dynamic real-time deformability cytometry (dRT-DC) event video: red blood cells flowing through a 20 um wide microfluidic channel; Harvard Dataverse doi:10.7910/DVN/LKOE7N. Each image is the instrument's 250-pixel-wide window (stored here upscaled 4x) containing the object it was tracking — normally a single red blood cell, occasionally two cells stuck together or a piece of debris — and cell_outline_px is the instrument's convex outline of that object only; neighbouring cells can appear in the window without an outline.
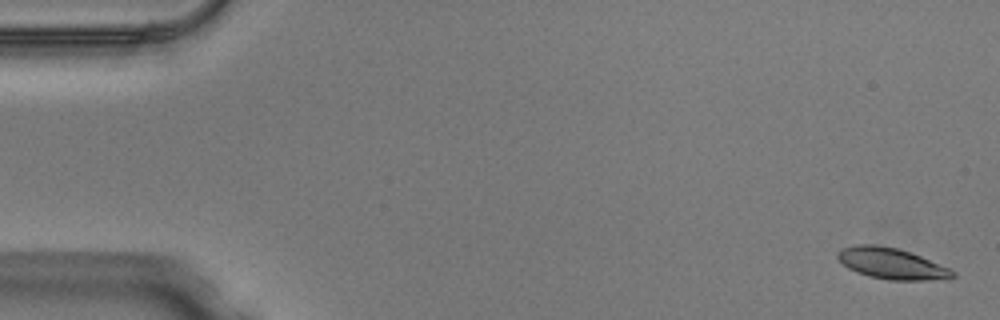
{"species": "Egyptian fruit bat (a non-hibernating species)", "species_latin": "Rousettus aegyptiacus", "temperature_condition": "warm", "stored_images_in_passage": 50, "camera_frame_rate_fps": 3000, "um_per_image_px": 0.085, "animal": {"sex": "male"}, "frame": {"image": 1, "passage_image": 2, "time_ms": 0.333, "image_size_px": [1000, 320], "cell_outline_px": [[956, 276], [952, 280], [888, 280], [868, 276], [856, 272], [848, 268], [836, 256], [836, 252], [840, 248], [856, 244], [876, 244], [896, 248], [920, 256], [952, 268], [956, 272]], "centroid_in_image_um": [75.83, 22.41], "position_along_channel_um": 9.2, "area_um2": 21.21}}
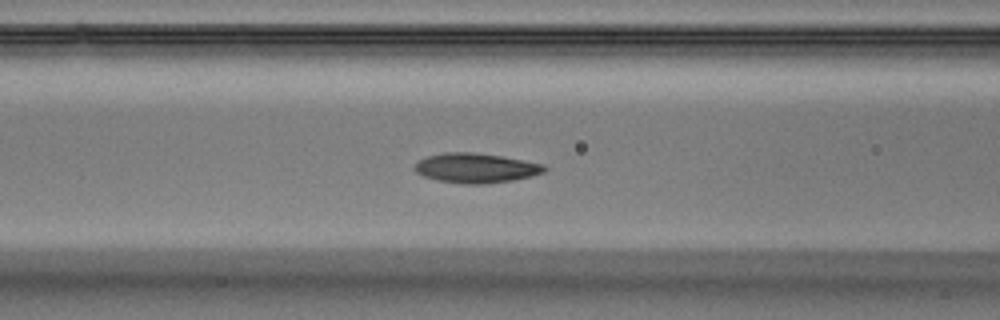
{"frame": {"image": 2, "passage_image": 21, "time_ms": 6.667, "image_size_px": [1000, 320], "cell_outline_px": [[548, 168], [544, 172], [532, 176], [512, 180], [484, 184], [464, 184], [436, 180], [424, 176], [416, 172], [412, 168], [420, 160], [428, 156], [444, 152], [472, 152], [500, 156], [544, 164]], "centroid_in_image_um": [40.44, 14.28], "position_along_channel_um": 126.2, "area_um2": 22.37}}
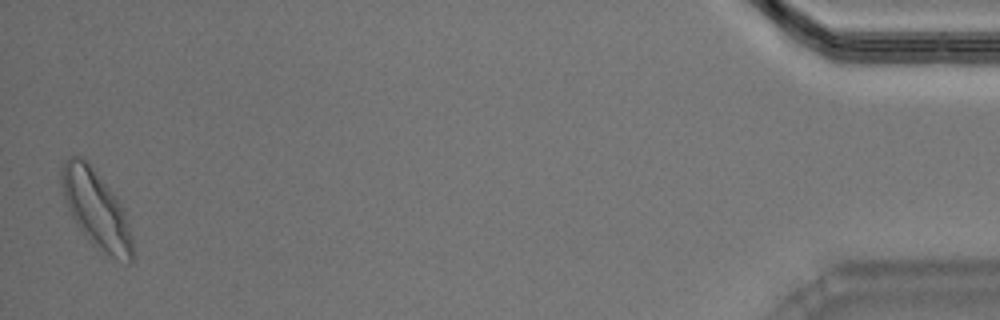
{"frame": {"image": 3, "passage_image": 50, "time_ms": 16.333, "image_size_px": [1000, 320], "cell_outline_px": [[132, 260], [128, 264], [112, 256], [84, 236], [76, 224], [68, 208], [60, 184], [60, 172], [64, 160], [68, 156], [80, 156], [96, 172], [116, 196], [124, 212], [132, 240]], "centroid_in_image_um": [8.13, 17.74], "position_along_channel_um": 427.1, "area_um2": 31.21}, "authors_computed_cell_mechanics": {"area_um2": 21.8195, "velocity_mm_per_s": 4.0432, "shape_relaxation_time_tau1_ms": 2.2599, "shape_relaxation_time_tau2_ms": 1.9081, "deformation_change_tau1": 0.12, "deformation_change_tau2": 0.0831}}